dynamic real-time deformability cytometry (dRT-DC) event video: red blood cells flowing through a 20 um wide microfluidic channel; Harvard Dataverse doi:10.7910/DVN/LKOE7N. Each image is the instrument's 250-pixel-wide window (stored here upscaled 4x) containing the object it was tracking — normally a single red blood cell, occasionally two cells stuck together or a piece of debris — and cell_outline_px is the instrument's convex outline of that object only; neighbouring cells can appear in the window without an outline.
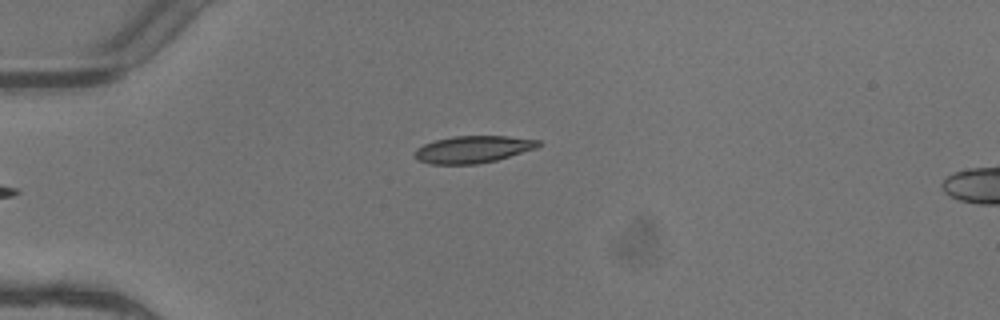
{"species": "common noctule bat (a hibernating species)", "species_latin": "Nyctalus noctula", "temperature_condition": "warm", "stored_images_in_passage": 7, "camera_frame_rate_fps": 3000, "um_per_image_px": 0.085, "animal": {"sex": "female"}, "frame": {"image": 1, "passage_image": 4, "time_ms": 1.0, "image_size_px": [1000, 320], "cell_outline_px": [[540, 144], [536, 148], [496, 160], [476, 164], [428, 164], [416, 160], [416, 148], [424, 144], [436, 140], [452, 136], [508, 136], [540, 140]], "centroid_in_image_um": [40.18, 12.69], "position_along_channel_um": 44.8, "area_um2": 19.42}}
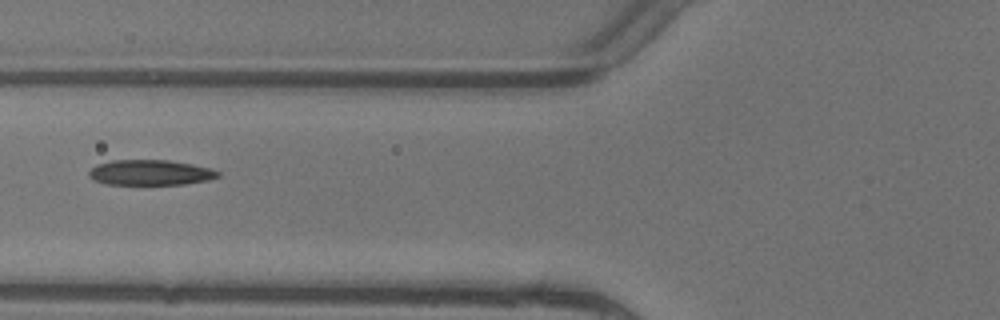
{"frame": {"image": 2, "passage_image": 6, "time_ms": 1.667, "image_size_px": [1000, 320], "cell_outline_px": [[220, 176], [208, 180], [184, 184], [108, 184], [96, 180], [88, 176], [88, 172], [96, 164], [112, 160], [168, 160], [192, 164], [212, 168], [220, 172]], "centroid_in_image_um": [12.8, 14.66], "position_along_channel_um": 113.0, "area_um2": 19.02}}
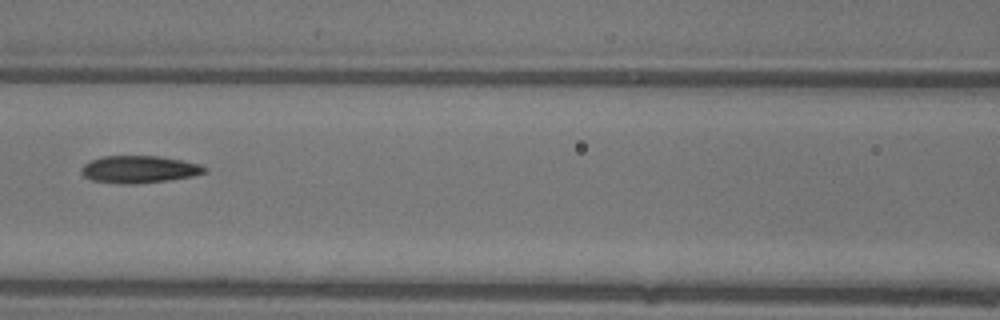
{"frame": {"image": 3, "passage_image": 7, "time_ms": 2.0, "image_size_px": [1000, 320], "cell_outline_px": [[208, 172], [192, 176], [168, 180], [132, 184], [120, 184], [92, 180], [84, 176], [80, 172], [80, 168], [84, 164], [92, 160], [104, 156], [160, 156], [200, 164], [208, 168]], "centroid_in_image_um": [11.83, 14.39], "position_along_channel_um": 154.8, "area_um2": 19.59}}